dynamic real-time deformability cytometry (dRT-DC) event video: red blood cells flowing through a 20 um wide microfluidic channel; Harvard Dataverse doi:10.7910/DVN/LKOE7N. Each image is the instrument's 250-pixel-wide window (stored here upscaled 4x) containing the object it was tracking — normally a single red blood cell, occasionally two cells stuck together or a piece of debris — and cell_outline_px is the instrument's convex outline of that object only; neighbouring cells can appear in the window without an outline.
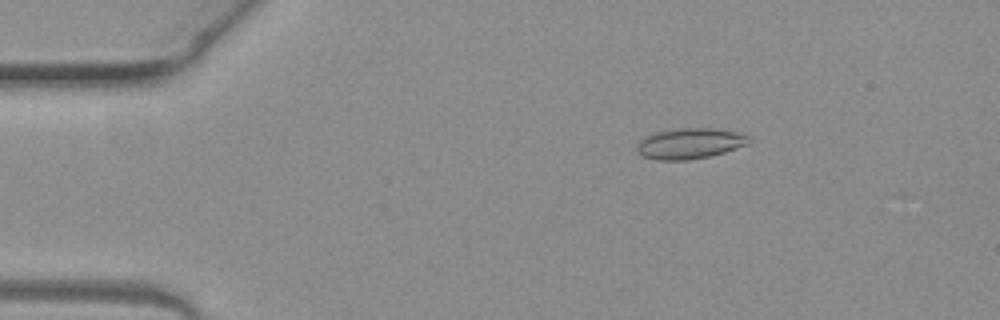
{"species": "common noctule bat (a hibernating species)", "species_latin": "Nyctalus noctula", "temperature_condition": "warm", "stored_images_in_passage": 4, "camera_frame_rate_fps": 3000, "um_per_image_px": 0.085, "animal": {"sex": "female", "body_mass_g": 19.3, "forearm_length_mm": 54.1}, "frame": {"image": 1, "passage_image": 2, "time_ms": 0.333, "image_size_px": [1000, 320], "cell_outline_px": [[752, 140], [748, 144], [724, 152], [708, 156], [688, 160], [656, 160], [644, 156], [636, 148], [636, 144], [644, 136], [656, 132], [676, 128], [716, 128], [740, 132], [748, 136]], "centroid_in_image_um": [58.65, 12.18], "position_along_channel_um": 26.4, "area_um2": 20.11}}